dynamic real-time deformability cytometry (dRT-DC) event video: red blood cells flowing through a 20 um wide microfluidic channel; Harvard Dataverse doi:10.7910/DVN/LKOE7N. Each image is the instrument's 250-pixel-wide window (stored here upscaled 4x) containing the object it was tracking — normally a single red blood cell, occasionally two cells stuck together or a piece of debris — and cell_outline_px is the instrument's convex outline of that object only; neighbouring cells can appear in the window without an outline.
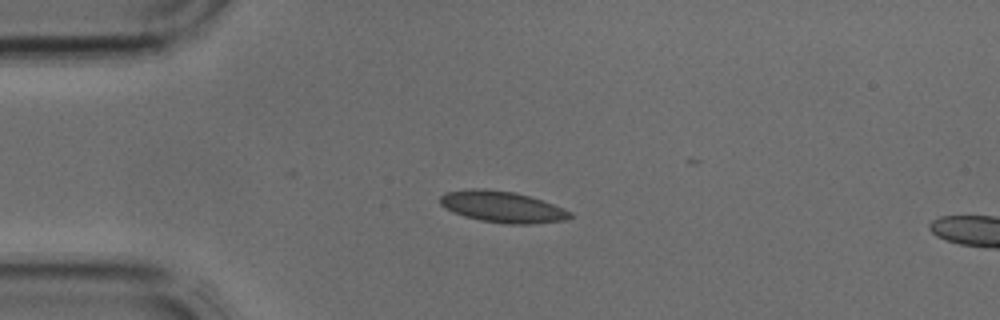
{"species": "common noctule bat (a hibernating species)", "species_latin": "Nyctalus noctula", "temperature_condition": "cold", "stored_images_in_passage": 2, "segment_of_instrument_passage": [1, 2], "camera_frame_rate_fps": 3000, "um_per_image_px": 0.085, "animal": {"sex": "male", "body_mass_g": 17.9, "forearm_length_mm": 54.2}, "frame": {"image": 1, "passage_image": 1, "time_ms": 0.0, "image_size_px": [1000, 320], "cell_outline_px": [[572, 216], [568, 220], [532, 224], [508, 224], [480, 220], [464, 216], [452, 212], [440, 204], [440, 196], [444, 192], [472, 188], [484, 188], [512, 192], [528, 196], [564, 208], [572, 212]], "centroid_in_image_um": [42.68, 17.58], "position_along_channel_um": 42.3, "area_um2": 23.7}}